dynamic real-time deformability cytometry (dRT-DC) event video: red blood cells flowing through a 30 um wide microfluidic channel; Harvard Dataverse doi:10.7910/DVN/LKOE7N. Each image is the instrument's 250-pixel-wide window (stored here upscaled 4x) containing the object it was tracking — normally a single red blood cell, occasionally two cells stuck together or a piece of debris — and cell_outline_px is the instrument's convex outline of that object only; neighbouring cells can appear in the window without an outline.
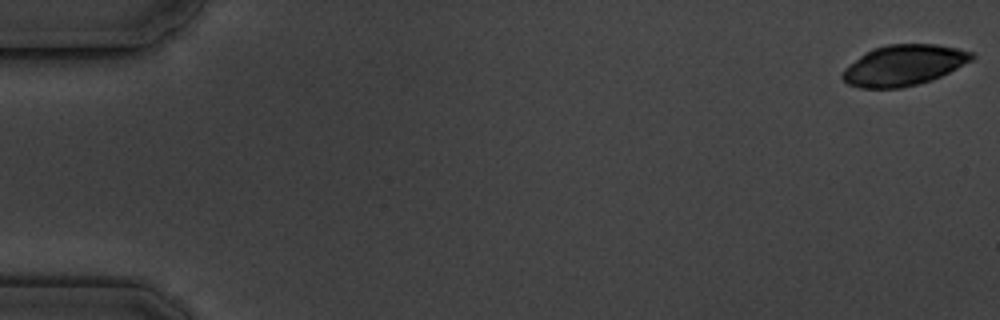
{"species": "common noctule bat (a hibernating species)", "species_latin": "Nyctalus noctula", "temperature_condition": "cold", "stored_images_in_passage": 6, "camera_frame_rate_fps": 3000, "um_per_image_px": 0.085, "animal": {"sex": "male", "body_mass_g": 19.5, "forearm_length_mm": 54.6}, "frame": {"image": 1, "passage_image": 1, "time_ms": 0.0, "image_size_px": [1000, 320], "cell_outline_px": [[976, 56], [972, 60], [932, 80], [900, 88], [860, 88], [848, 84], [840, 76], [844, 68], [860, 56], [872, 48], [888, 44], [936, 44], [976, 52]], "centroid_in_image_um": [76.81, 5.54], "position_along_channel_um": 8.2, "area_um2": 30.63}}